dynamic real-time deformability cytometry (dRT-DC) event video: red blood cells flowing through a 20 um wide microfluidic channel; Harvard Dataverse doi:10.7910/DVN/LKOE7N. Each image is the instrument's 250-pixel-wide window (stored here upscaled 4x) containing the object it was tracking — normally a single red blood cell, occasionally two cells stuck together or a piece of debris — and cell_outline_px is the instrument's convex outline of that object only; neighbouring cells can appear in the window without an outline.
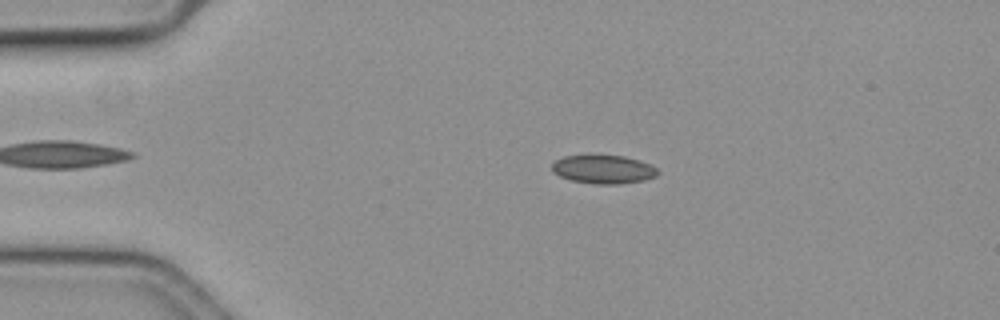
{"species": "common noctule bat (a hibernating species)", "species_latin": "Nyctalus noctula", "temperature_condition": "cold", "stored_images_in_passage": 49, "camera_frame_rate_fps": 3000, "um_per_image_px": 0.085, "animal": {"sex": "female", "body_mass_g": 19.3, "forearm_length_mm": 54.1}, "frame": {"image": 1, "passage_image": 4, "time_ms": 1.0, "image_size_px": [1000, 320], "cell_outline_px": [[660, 172], [656, 176], [644, 180], [620, 184], [596, 184], [572, 180], [560, 176], [552, 172], [552, 164], [556, 160], [564, 156], [588, 152], [624, 156], [648, 164], [656, 168]], "centroid_in_image_um": [51.24, 14.35], "position_along_channel_um": 33.8, "area_um2": 18.15}}
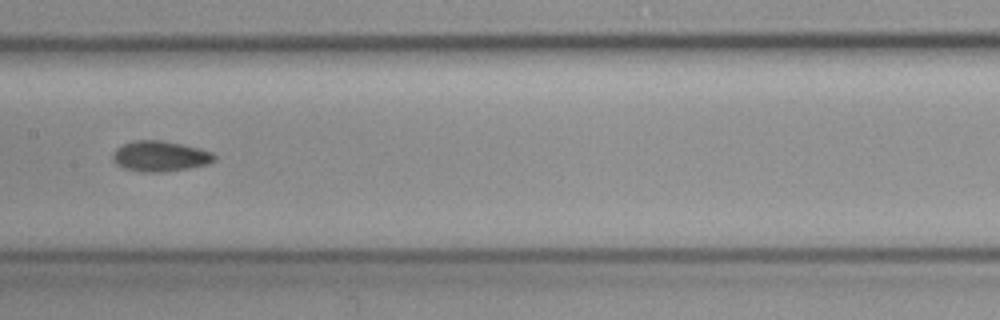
{"frame": {"image": 2, "passage_image": 21, "time_ms": 6.667, "image_size_px": [1000, 320], "cell_outline_px": [[216, 160], [208, 164], [188, 168], [160, 172], [140, 172], [124, 168], [116, 164], [112, 160], [112, 152], [116, 148], [132, 140], [164, 140], [200, 148], [212, 152], [216, 156]], "centroid_in_image_um": [13.59, 13.27], "position_along_channel_um": 193.8, "area_um2": 18.26}}
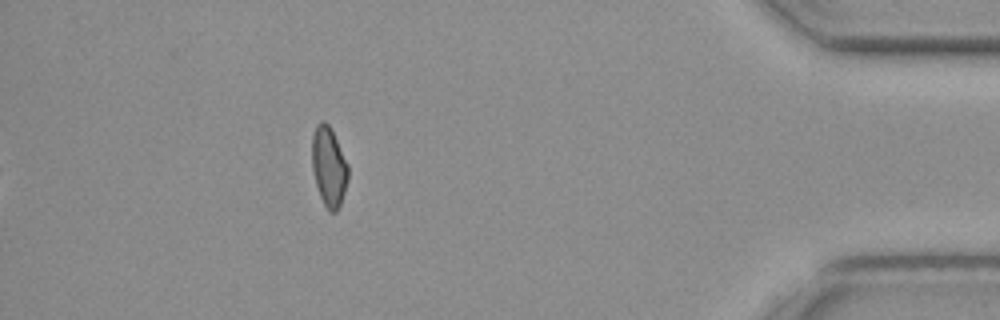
{"frame": {"image": 3, "passage_image": 43, "time_ms": 14.0, "image_size_px": [1000, 320], "cell_outline_px": [[348, 180], [340, 204], [336, 212], [328, 212], [320, 196], [316, 184], [312, 168], [312, 136], [316, 124], [320, 120], [324, 120], [328, 124], [348, 164]], "centroid_in_image_um": [27.94, 14.16], "position_along_channel_um": 407.3, "area_um2": 16.65}}